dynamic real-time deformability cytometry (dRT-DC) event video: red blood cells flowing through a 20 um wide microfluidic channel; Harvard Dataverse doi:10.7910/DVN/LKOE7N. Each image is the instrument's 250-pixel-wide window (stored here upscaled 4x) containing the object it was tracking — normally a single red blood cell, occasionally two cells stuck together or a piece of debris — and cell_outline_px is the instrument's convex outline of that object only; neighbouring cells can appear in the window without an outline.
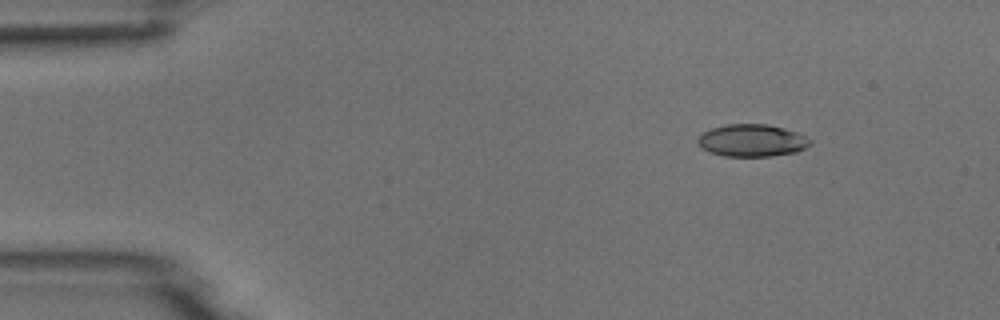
{"species": "common noctule bat (a hibernating species)", "species_latin": "Nyctalus noctula", "temperature_condition": "room temperature", "stored_images_in_passage": 7, "camera_frame_rate_fps": 3000, "um_per_image_px": 0.085, "animal": {"sex": "male", "body_mass_g": 18.8}, "frame": {"image": 1, "passage_image": 2, "time_ms": 1.333, "image_size_px": [1000, 320], "cell_outline_px": [[812, 140], [804, 148], [796, 152], [772, 156], [724, 156], [708, 152], [696, 140], [704, 132], [712, 128], [728, 124], [768, 124], [784, 128], [796, 132]], "centroid_in_image_um": [63.91, 11.94], "position_along_channel_um": 21.1, "area_um2": 20.92}}
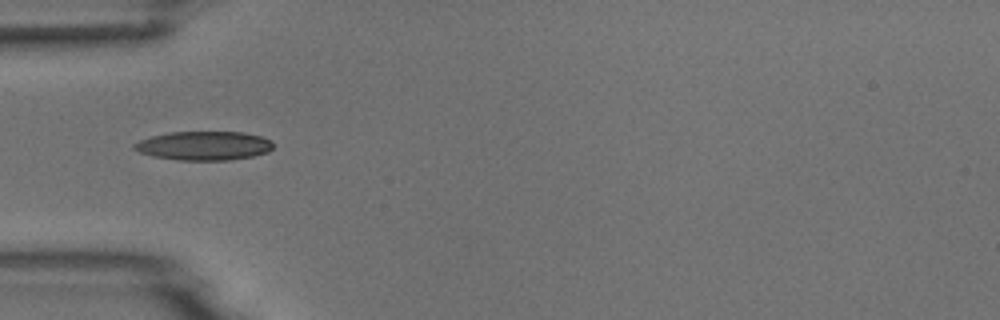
{"frame": {"image": 2, "passage_image": 5, "time_ms": 4.667, "image_size_px": [1000, 320], "cell_outline_px": [[272, 148], [268, 152], [252, 156], [228, 160], [176, 160], [152, 156], [140, 152], [132, 148], [132, 144], [140, 140], [152, 136], [168, 132], [244, 132], [260, 136], [272, 140]], "centroid_in_image_um": [17.31, 12.38], "position_along_channel_um": 67.7, "area_um2": 23.47}}